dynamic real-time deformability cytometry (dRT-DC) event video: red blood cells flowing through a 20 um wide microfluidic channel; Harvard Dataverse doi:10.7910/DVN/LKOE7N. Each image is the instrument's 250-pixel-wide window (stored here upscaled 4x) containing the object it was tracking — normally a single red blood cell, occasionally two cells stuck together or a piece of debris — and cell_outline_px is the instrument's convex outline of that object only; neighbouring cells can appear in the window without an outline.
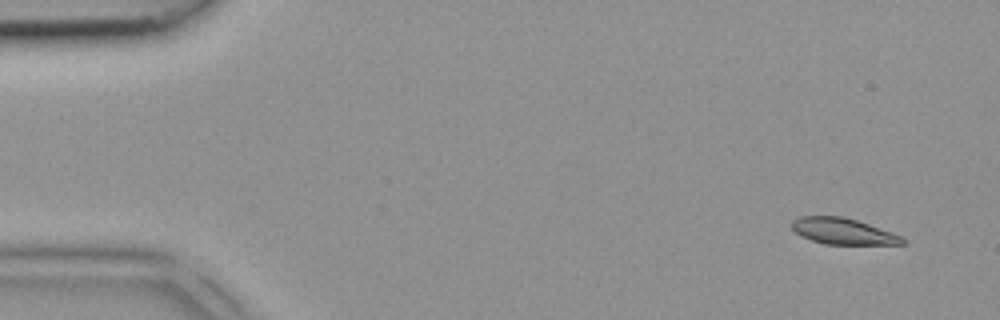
{"species": "common noctule bat (a hibernating species)", "species_latin": "Nyctalus noctula", "temperature_condition": "room temperature", "stored_images_in_passage": 4, "segment_of_instrument_passage": [2, 2], "camera_frame_rate_fps": 3000, "um_per_image_px": 0.085, "animal": {"sex": "female", "body_mass_g": 18.4}, "frame": {"image": 1, "passage_image": 4, "time_ms": 1.0, "image_size_px": [1000, 320], "cell_outline_px": [[908, 240], [904, 244], [824, 244], [800, 236], [792, 228], [792, 220], [800, 216], [844, 216], [904, 236]], "centroid_in_image_um": [71.68, 19.66], "position_along_channel_um": 13.3, "area_um2": 16.94}}